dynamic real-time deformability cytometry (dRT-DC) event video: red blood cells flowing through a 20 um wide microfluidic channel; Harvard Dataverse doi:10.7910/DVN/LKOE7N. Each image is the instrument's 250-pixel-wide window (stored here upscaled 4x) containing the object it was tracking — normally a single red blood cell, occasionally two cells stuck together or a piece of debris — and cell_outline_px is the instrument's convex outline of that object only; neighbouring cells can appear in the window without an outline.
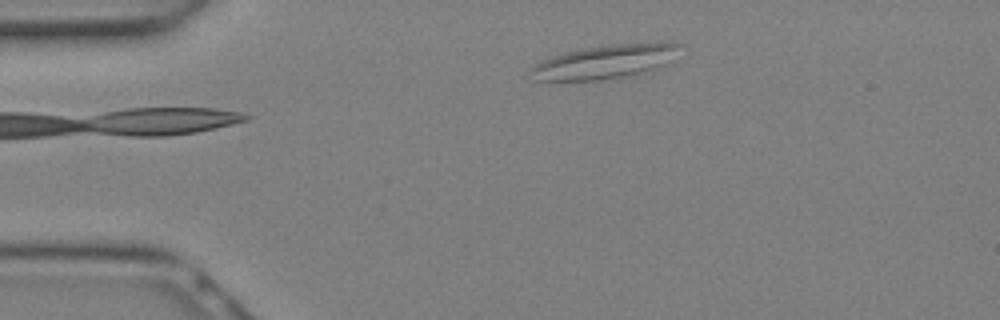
{"species": "Egyptian fruit bat (a non-hibernating species)", "species_latin": "Rousettus aegyptiacus", "temperature_condition": "warm", "stored_images_in_passage": 5, "camera_frame_rate_fps": 3000, "um_per_image_px": 0.085, "animal": {"sex": "female"}, "frame": {"image": 1, "passage_image": 5, "time_ms": 1.333, "image_size_px": [1000, 320], "cell_outline_px": [[684, 44], [672, 60], [668, 64], [656, 68], [640, 72], [600, 80], [528, 80], [532, 68], [536, 64], [544, 60], [568, 52], [584, 48], [616, 44], [664, 40]], "centroid_in_image_um": [51.54, 5.21], "position_along_channel_um": 33.5, "area_um2": 29.3}}